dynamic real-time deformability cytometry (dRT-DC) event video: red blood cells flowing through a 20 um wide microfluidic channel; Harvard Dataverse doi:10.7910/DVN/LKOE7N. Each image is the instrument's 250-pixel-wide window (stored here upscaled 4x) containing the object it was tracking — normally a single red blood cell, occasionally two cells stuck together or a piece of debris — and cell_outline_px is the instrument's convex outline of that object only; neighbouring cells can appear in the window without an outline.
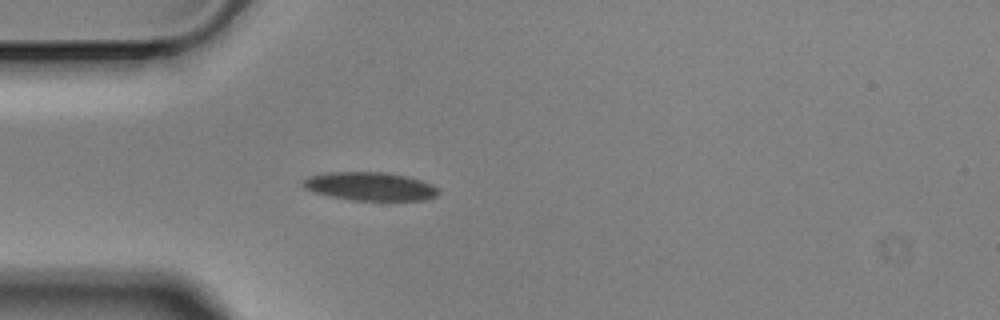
{"species": "Egyptian fruit bat (a non-hibernating species)", "species_latin": "Rousettus aegyptiacus", "temperature_condition": "cold", "stored_images_in_passage": 1, "camera_frame_rate_fps": 3000, "um_per_image_px": 0.085, "animal": {"sex": "male"}, "frame": {"image": 1, "passage_image": 1, "time_ms": 0.0, "image_size_px": [1000, 320], "cell_outline_px": [[440, 192], [436, 196], [424, 200], [352, 200], [332, 196], [316, 192], [304, 188], [300, 184], [300, 180], [308, 176], [328, 172], [384, 172], [408, 176], [432, 184], [440, 188]], "centroid_in_image_um": [31.46, 15.83], "position_along_channel_um": 53.5, "area_um2": 22.54}}